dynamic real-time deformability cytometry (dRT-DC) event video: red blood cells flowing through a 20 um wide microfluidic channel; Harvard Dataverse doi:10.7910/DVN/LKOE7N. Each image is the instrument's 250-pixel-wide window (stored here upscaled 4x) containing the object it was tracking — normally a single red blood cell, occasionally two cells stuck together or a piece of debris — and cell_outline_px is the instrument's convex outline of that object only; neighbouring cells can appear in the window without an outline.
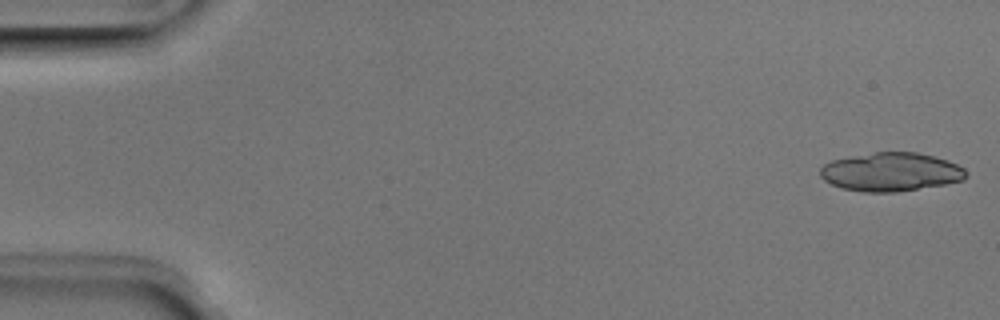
{"species": "Egyptian fruit bat (a non-hibernating species)", "species_latin": "Rousettus aegyptiacus", "temperature_condition": "room temperature", "stored_images_in_passage": 36, "segment_of_instrument_passage": [1, 2], "camera_frame_rate_fps": 3000, "um_per_image_px": 0.085, "animal": {"sex": "male"}, "frame": {"image": 1, "passage_image": 1, "time_ms": 0.0, "image_size_px": [1000, 320], "cell_outline_px": [[968, 176], [964, 180], [944, 184], [896, 192], [864, 192], [840, 188], [824, 180], [820, 176], [820, 168], [824, 164], [832, 160], [876, 152], [916, 152], [948, 160], [964, 168]], "centroid_in_image_um": [75.73, 14.62], "position_along_channel_um": 9.3, "area_um2": 32.71}}